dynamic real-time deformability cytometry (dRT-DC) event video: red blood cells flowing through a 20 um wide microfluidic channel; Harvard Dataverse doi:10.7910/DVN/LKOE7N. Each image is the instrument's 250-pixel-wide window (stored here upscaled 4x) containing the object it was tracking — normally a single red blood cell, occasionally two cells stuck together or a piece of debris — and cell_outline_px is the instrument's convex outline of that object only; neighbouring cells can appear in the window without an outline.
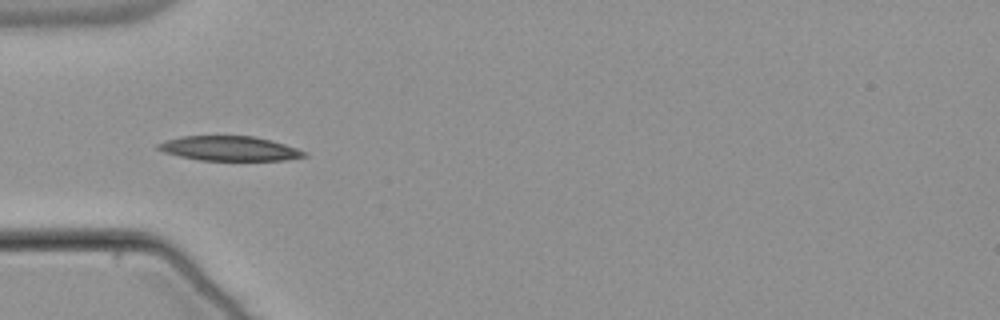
{"species": "common noctule bat (a hibernating species)", "species_latin": "Nyctalus noctula", "temperature_condition": "warm", "stored_images_in_passage": 13, "camera_frame_rate_fps": 3000, "um_per_image_px": 0.085, "animal": {"sex": "male", "body_mass_g": 21.5, "forearm_length_mm": 52.0}, "frame": {"image": 1, "passage_image": 3, "time_ms": 0.667, "image_size_px": [1000, 320], "cell_outline_px": [[308, 156], [284, 160], [200, 160], [180, 156], [164, 152], [156, 148], [156, 144], [164, 140], [184, 136], [252, 136], [272, 140], [308, 152]], "centroid_in_image_um": [19.5, 12.62], "position_along_channel_um": 65.5, "area_um2": 20.92}}